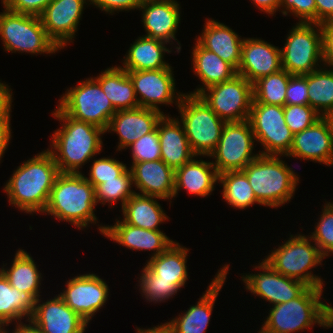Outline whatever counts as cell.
I'll list each match as a JSON object with an SVG mask.
<instances>
[{
	"label": "cell",
	"instance_id": "24",
	"mask_svg": "<svg viewBox=\"0 0 333 333\" xmlns=\"http://www.w3.org/2000/svg\"><path fill=\"white\" fill-rule=\"evenodd\" d=\"M180 7L176 0H142L139 10L143 13L144 36L174 44L181 20Z\"/></svg>",
	"mask_w": 333,
	"mask_h": 333
},
{
	"label": "cell",
	"instance_id": "21",
	"mask_svg": "<svg viewBox=\"0 0 333 333\" xmlns=\"http://www.w3.org/2000/svg\"><path fill=\"white\" fill-rule=\"evenodd\" d=\"M164 115L163 111L144 107L117 111L111 117L105 132L118 134L119 142L116 150L122 151L145 134L154 131Z\"/></svg>",
	"mask_w": 333,
	"mask_h": 333
},
{
	"label": "cell",
	"instance_id": "18",
	"mask_svg": "<svg viewBox=\"0 0 333 333\" xmlns=\"http://www.w3.org/2000/svg\"><path fill=\"white\" fill-rule=\"evenodd\" d=\"M41 301V298L36 300L29 321L42 333L85 332L88 323L68 307L59 295L44 303Z\"/></svg>",
	"mask_w": 333,
	"mask_h": 333
},
{
	"label": "cell",
	"instance_id": "45",
	"mask_svg": "<svg viewBox=\"0 0 333 333\" xmlns=\"http://www.w3.org/2000/svg\"><path fill=\"white\" fill-rule=\"evenodd\" d=\"M280 7H284V10H280L284 16L294 14L299 18V23H316L315 0H281Z\"/></svg>",
	"mask_w": 333,
	"mask_h": 333
},
{
	"label": "cell",
	"instance_id": "20",
	"mask_svg": "<svg viewBox=\"0 0 333 333\" xmlns=\"http://www.w3.org/2000/svg\"><path fill=\"white\" fill-rule=\"evenodd\" d=\"M282 69L281 51L265 40L244 38L237 74L252 84L259 78Z\"/></svg>",
	"mask_w": 333,
	"mask_h": 333
},
{
	"label": "cell",
	"instance_id": "39",
	"mask_svg": "<svg viewBox=\"0 0 333 333\" xmlns=\"http://www.w3.org/2000/svg\"><path fill=\"white\" fill-rule=\"evenodd\" d=\"M133 184V177L129 168L122 175L115 179L105 180L95 188L96 203L99 202L105 205L108 202L112 205L120 200L122 207L136 193V191L131 190Z\"/></svg>",
	"mask_w": 333,
	"mask_h": 333
},
{
	"label": "cell",
	"instance_id": "14",
	"mask_svg": "<svg viewBox=\"0 0 333 333\" xmlns=\"http://www.w3.org/2000/svg\"><path fill=\"white\" fill-rule=\"evenodd\" d=\"M127 73L133 82L139 107L160 111L159 104L171 105L175 101V105H179L183 93H178L175 90V78L172 67L156 70L127 71Z\"/></svg>",
	"mask_w": 333,
	"mask_h": 333
},
{
	"label": "cell",
	"instance_id": "41",
	"mask_svg": "<svg viewBox=\"0 0 333 333\" xmlns=\"http://www.w3.org/2000/svg\"><path fill=\"white\" fill-rule=\"evenodd\" d=\"M325 206V207H324ZM319 222H316L315 231L310 234V239L315 243L325 257L333 254V203L323 205Z\"/></svg>",
	"mask_w": 333,
	"mask_h": 333
},
{
	"label": "cell",
	"instance_id": "26",
	"mask_svg": "<svg viewBox=\"0 0 333 333\" xmlns=\"http://www.w3.org/2000/svg\"><path fill=\"white\" fill-rule=\"evenodd\" d=\"M161 160L176 170L197 156L191 149L184 127L178 118L164 115L157 125Z\"/></svg>",
	"mask_w": 333,
	"mask_h": 333
},
{
	"label": "cell",
	"instance_id": "33",
	"mask_svg": "<svg viewBox=\"0 0 333 333\" xmlns=\"http://www.w3.org/2000/svg\"><path fill=\"white\" fill-rule=\"evenodd\" d=\"M36 300L27 292H20L12 287L8 279L0 271V328L4 330L9 323H21L22 318L27 320L32 316ZM18 321V322H17Z\"/></svg>",
	"mask_w": 333,
	"mask_h": 333
},
{
	"label": "cell",
	"instance_id": "16",
	"mask_svg": "<svg viewBox=\"0 0 333 333\" xmlns=\"http://www.w3.org/2000/svg\"><path fill=\"white\" fill-rule=\"evenodd\" d=\"M262 270L257 274H245L242 281L245 288L261 299L276 305L298 297L307 287L304 282L286 277L275 271L265 260L254 267Z\"/></svg>",
	"mask_w": 333,
	"mask_h": 333
},
{
	"label": "cell",
	"instance_id": "54",
	"mask_svg": "<svg viewBox=\"0 0 333 333\" xmlns=\"http://www.w3.org/2000/svg\"><path fill=\"white\" fill-rule=\"evenodd\" d=\"M28 322L29 324H24L23 322L16 324V327L12 333H42L30 321ZM3 333H9V332L6 329H4Z\"/></svg>",
	"mask_w": 333,
	"mask_h": 333
},
{
	"label": "cell",
	"instance_id": "5",
	"mask_svg": "<svg viewBox=\"0 0 333 333\" xmlns=\"http://www.w3.org/2000/svg\"><path fill=\"white\" fill-rule=\"evenodd\" d=\"M288 166L280 156L259 155L242 170L261 205L277 208L291 200L299 176Z\"/></svg>",
	"mask_w": 333,
	"mask_h": 333
},
{
	"label": "cell",
	"instance_id": "47",
	"mask_svg": "<svg viewBox=\"0 0 333 333\" xmlns=\"http://www.w3.org/2000/svg\"><path fill=\"white\" fill-rule=\"evenodd\" d=\"M52 0H2L3 6L16 13L40 16Z\"/></svg>",
	"mask_w": 333,
	"mask_h": 333
},
{
	"label": "cell",
	"instance_id": "53",
	"mask_svg": "<svg viewBox=\"0 0 333 333\" xmlns=\"http://www.w3.org/2000/svg\"><path fill=\"white\" fill-rule=\"evenodd\" d=\"M10 125V123L0 124V160L3 157L5 150L8 148L9 142L12 137V130Z\"/></svg>",
	"mask_w": 333,
	"mask_h": 333
},
{
	"label": "cell",
	"instance_id": "25",
	"mask_svg": "<svg viewBox=\"0 0 333 333\" xmlns=\"http://www.w3.org/2000/svg\"><path fill=\"white\" fill-rule=\"evenodd\" d=\"M133 183L141 195L164 200L174 198L175 170L163 160L132 163L130 167Z\"/></svg>",
	"mask_w": 333,
	"mask_h": 333
},
{
	"label": "cell",
	"instance_id": "48",
	"mask_svg": "<svg viewBox=\"0 0 333 333\" xmlns=\"http://www.w3.org/2000/svg\"><path fill=\"white\" fill-rule=\"evenodd\" d=\"M89 2L98 7L101 11L114 14L116 11L138 10L142 0H89Z\"/></svg>",
	"mask_w": 333,
	"mask_h": 333
},
{
	"label": "cell",
	"instance_id": "8",
	"mask_svg": "<svg viewBox=\"0 0 333 333\" xmlns=\"http://www.w3.org/2000/svg\"><path fill=\"white\" fill-rule=\"evenodd\" d=\"M3 8L0 13V37L7 52L52 54L60 50L48 37L40 16Z\"/></svg>",
	"mask_w": 333,
	"mask_h": 333
},
{
	"label": "cell",
	"instance_id": "40",
	"mask_svg": "<svg viewBox=\"0 0 333 333\" xmlns=\"http://www.w3.org/2000/svg\"><path fill=\"white\" fill-rule=\"evenodd\" d=\"M138 283L142 297L144 295L147 301L154 303L171 299L181 289L176 281L156 280V274L147 265L144 266Z\"/></svg>",
	"mask_w": 333,
	"mask_h": 333
},
{
	"label": "cell",
	"instance_id": "37",
	"mask_svg": "<svg viewBox=\"0 0 333 333\" xmlns=\"http://www.w3.org/2000/svg\"><path fill=\"white\" fill-rule=\"evenodd\" d=\"M309 106L321 117L333 111V70L319 68L308 74Z\"/></svg>",
	"mask_w": 333,
	"mask_h": 333
},
{
	"label": "cell",
	"instance_id": "35",
	"mask_svg": "<svg viewBox=\"0 0 333 333\" xmlns=\"http://www.w3.org/2000/svg\"><path fill=\"white\" fill-rule=\"evenodd\" d=\"M4 267L5 265L3 264L0 271L8 279L12 287L17 288L20 292L29 293L35 300L40 298L39 290L42 276L29 253L19 248L10 268L6 269Z\"/></svg>",
	"mask_w": 333,
	"mask_h": 333
},
{
	"label": "cell",
	"instance_id": "34",
	"mask_svg": "<svg viewBox=\"0 0 333 333\" xmlns=\"http://www.w3.org/2000/svg\"><path fill=\"white\" fill-rule=\"evenodd\" d=\"M188 252L185 246L174 242L166 251L150 258L146 265L156 274V280L176 281L182 288L188 280Z\"/></svg>",
	"mask_w": 333,
	"mask_h": 333
},
{
	"label": "cell",
	"instance_id": "28",
	"mask_svg": "<svg viewBox=\"0 0 333 333\" xmlns=\"http://www.w3.org/2000/svg\"><path fill=\"white\" fill-rule=\"evenodd\" d=\"M219 174L211 162L197 160L195 157L175 170L174 197L181 189L189 194L207 197L215 189Z\"/></svg>",
	"mask_w": 333,
	"mask_h": 333
},
{
	"label": "cell",
	"instance_id": "46",
	"mask_svg": "<svg viewBox=\"0 0 333 333\" xmlns=\"http://www.w3.org/2000/svg\"><path fill=\"white\" fill-rule=\"evenodd\" d=\"M285 95L286 105H309L308 74L291 75Z\"/></svg>",
	"mask_w": 333,
	"mask_h": 333
},
{
	"label": "cell",
	"instance_id": "9",
	"mask_svg": "<svg viewBox=\"0 0 333 333\" xmlns=\"http://www.w3.org/2000/svg\"><path fill=\"white\" fill-rule=\"evenodd\" d=\"M58 107L75 120L87 122L107 130L111 117L117 112L93 78H87L74 88L66 90Z\"/></svg>",
	"mask_w": 333,
	"mask_h": 333
},
{
	"label": "cell",
	"instance_id": "49",
	"mask_svg": "<svg viewBox=\"0 0 333 333\" xmlns=\"http://www.w3.org/2000/svg\"><path fill=\"white\" fill-rule=\"evenodd\" d=\"M322 31L323 67H333V21L320 24Z\"/></svg>",
	"mask_w": 333,
	"mask_h": 333
},
{
	"label": "cell",
	"instance_id": "52",
	"mask_svg": "<svg viewBox=\"0 0 333 333\" xmlns=\"http://www.w3.org/2000/svg\"><path fill=\"white\" fill-rule=\"evenodd\" d=\"M253 4L256 5L260 12H265L267 14H270L271 16H274V13L281 9V0H252Z\"/></svg>",
	"mask_w": 333,
	"mask_h": 333
},
{
	"label": "cell",
	"instance_id": "12",
	"mask_svg": "<svg viewBox=\"0 0 333 333\" xmlns=\"http://www.w3.org/2000/svg\"><path fill=\"white\" fill-rule=\"evenodd\" d=\"M199 96L225 122L249 119L253 84L241 75L203 90Z\"/></svg>",
	"mask_w": 333,
	"mask_h": 333
},
{
	"label": "cell",
	"instance_id": "55",
	"mask_svg": "<svg viewBox=\"0 0 333 333\" xmlns=\"http://www.w3.org/2000/svg\"><path fill=\"white\" fill-rule=\"evenodd\" d=\"M136 333H173L171 326L168 323L154 326L148 329L136 328Z\"/></svg>",
	"mask_w": 333,
	"mask_h": 333
},
{
	"label": "cell",
	"instance_id": "6",
	"mask_svg": "<svg viewBox=\"0 0 333 333\" xmlns=\"http://www.w3.org/2000/svg\"><path fill=\"white\" fill-rule=\"evenodd\" d=\"M288 239L263 260L286 277L300 280L310 287L323 288V279L311 271L322 265L324 259L318 246L304 234L290 235Z\"/></svg>",
	"mask_w": 333,
	"mask_h": 333
},
{
	"label": "cell",
	"instance_id": "42",
	"mask_svg": "<svg viewBox=\"0 0 333 333\" xmlns=\"http://www.w3.org/2000/svg\"><path fill=\"white\" fill-rule=\"evenodd\" d=\"M283 110L286 125L293 134L303 131L321 118L309 105H285Z\"/></svg>",
	"mask_w": 333,
	"mask_h": 333
},
{
	"label": "cell",
	"instance_id": "15",
	"mask_svg": "<svg viewBox=\"0 0 333 333\" xmlns=\"http://www.w3.org/2000/svg\"><path fill=\"white\" fill-rule=\"evenodd\" d=\"M65 289L58 295L88 324L105 305L109 295L106 282L93 273L75 276L67 281Z\"/></svg>",
	"mask_w": 333,
	"mask_h": 333
},
{
	"label": "cell",
	"instance_id": "32",
	"mask_svg": "<svg viewBox=\"0 0 333 333\" xmlns=\"http://www.w3.org/2000/svg\"><path fill=\"white\" fill-rule=\"evenodd\" d=\"M161 199L135 193L121 207L123 222L147 230H160L158 225L170 219L156 201Z\"/></svg>",
	"mask_w": 333,
	"mask_h": 333
},
{
	"label": "cell",
	"instance_id": "3",
	"mask_svg": "<svg viewBox=\"0 0 333 333\" xmlns=\"http://www.w3.org/2000/svg\"><path fill=\"white\" fill-rule=\"evenodd\" d=\"M95 206V188L82 172L60 173L43 213L83 229L98 223Z\"/></svg>",
	"mask_w": 333,
	"mask_h": 333
},
{
	"label": "cell",
	"instance_id": "51",
	"mask_svg": "<svg viewBox=\"0 0 333 333\" xmlns=\"http://www.w3.org/2000/svg\"><path fill=\"white\" fill-rule=\"evenodd\" d=\"M316 23L333 21V0H315Z\"/></svg>",
	"mask_w": 333,
	"mask_h": 333
},
{
	"label": "cell",
	"instance_id": "19",
	"mask_svg": "<svg viewBox=\"0 0 333 333\" xmlns=\"http://www.w3.org/2000/svg\"><path fill=\"white\" fill-rule=\"evenodd\" d=\"M285 157L333 165V136L328 120L321 117L310 127L294 134L292 147Z\"/></svg>",
	"mask_w": 333,
	"mask_h": 333
},
{
	"label": "cell",
	"instance_id": "44",
	"mask_svg": "<svg viewBox=\"0 0 333 333\" xmlns=\"http://www.w3.org/2000/svg\"><path fill=\"white\" fill-rule=\"evenodd\" d=\"M129 147L132 150V163L157 161L161 159L160 142L157 128L154 131L139 138Z\"/></svg>",
	"mask_w": 333,
	"mask_h": 333
},
{
	"label": "cell",
	"instance_id": "10",
	"mask_svg": "<svg viewBox=\"0 0 333 333\" xmlns=\"http://www.w3.org/2000/svg\"><path fill=\"white\" fill-rule=\"evenodd\" d=\"M316 28V29H315ZM281 65L290 75H306L322 66V31L317 23H297L281 49Z\"/></svg>",
	"mask_w": 333,
	"mask_h": 333
},
{
	"label": "cell",
	"instance_id": "23",
	"mask_svg": "<svg viewBox=\"0 0 333 333\" xmlns=\"http://www.w3.org/2000/svg\"><path fill=\"white\" fill-rule=\"evenodd\" d=\"M116 220L114 225H101L98 230L103 236L105 235V237L128 249L153 250L151 258L157 257L175 242L161 230H147Z\"/></svg>",
	"mask_w": 333,
	"mask_h": 333
},
{
	"label": "cell",
	"instance_id": "4",
	"mask_svg": "<svg viewBox=\"0 0 333 333\" xmlns=\"http://www.w3.org/2000/svg\"><path fill=\"white\" fill-rule=\"evenodd\" d=\"M324 288L308 286L298 297L273 305L261 327V333H295L314 324L331 328V307L323 303Z\"/></svg>",
	"mask_w": 333,
	"mask_h": 333
},
{
	"label": "cell",
	"instance_id": "13",
	"mask_svg": "<svg viewBox=\"0 0 333 333\" xmlns=\"http://www.w3.org/2000/svg\"><path fill=\"white\" fill-rule=\"evenodd\" d=\"M248 120L255 140L264 149L260 155L283 157L289 153L294 134L286 125L282 106L252 103Z\"/></svg>",
	"mask_w": 333,
	"mask_h": 333
},
{
	"label": "cell",
	"instance_id": "2",
	"mask_svg": "<svg viewBox=\"0 0 333 333\" xmlns=\"http://www.w3.org/2000/svg\"><path fill=\"white\" fill-rule=\"evenodd\" d=\"M52 115L63 123L62 128L51 136V148L47 150L53 155L60 173H80L79 168L102 151L101 135L106 132L93 124L73 119L58 106Z\"/></svg>",
	"mask_w": 333,
	"mask_h": 333
},
{
	"label": "cell",
	"instance_id": "38",
	"mask_svg": "<svg viewBox=\"0 0 333 333\" xmlns=\"http://www.w3.org/2000/svg\"><path fill=\"white\" fill-rule=\"evenodd\" d=\"M290 74L281 69L280 71L263 76L253 83L252 103L269 105H286V90Z\"/></svg>",
	"mask_w": 333,
	"mask_h": 333
},
{
	"label": "cell",
	"instance_id": "17",
	"mask_svg": "<svg viewBox=\"0 0 333 333\" xmlns=\"http://www.w3.org/2000/svg\"><path fill=\"white\" fill-rule=\"evenodd\" d=\"M88 2L89 0H52L40 15L48 37L59 49H64L74 39L83 8Z\"/></svg>",
	"mask_w": 333,
	"mask_h": 333
},
{
	"label": "cell",
	"instance_id": "27",
	"mask_svg": "<svg viewBox=\"0 0 333 333\" xmlns=\"http://www.w3.org/2000/svg\"><path fill=\"white\" fill-rule=\"evenodd\" d=\"M208 19V20H207ZM203 32L197 40L205 49L214 52L221 59L231 64L236 70L241 60L244 38L224 23L207 18Z\"/></svg>",
	"mask_w": 333,
	"mask_h": 333
},
{
	"label": "cell",
	"instance_id": "1",
	"mask_svg": "<svg viewBox=\"0 0 333 333\" xmlns=\"http://www.w3.org/2000/svg\"><path fill=\"white\" fill-rule=\"evenodd\" d=\"M59 174L54 157L48 150L23 162L4 186L9 204L30 215L36 212L43 214Z\"/></svg>",
	"mask_w": 333,
	"mask_h": 333
},
{
	"label": "cell",
	"instance_id": "31",
	"mask_svg": "<svg viewBox=\"0 0 333 333\" xmlns=\"http://www.w3.org/2000/svg\"><path fill=\"white\" fill-rule=\"evenodd\" d=\"M94 79L100 84L116 111L139 107L133 82L127 71L120 66L109 67Z\"/></svg>",
	"mask_w": 333,
	"mask_h": 333
},
{
	"label": "cell",
	"instance_id": "43",
	"mask_svg": "<svg viewBox=\"0 0 333 333\" xmlns=\"http://www.w3.org/2000/svg\"><path fill=\"white\" fill-rule=\"evenodd\" d=\"M93 164L89 170V178L86 179L96 188L105 180L115 179L122 175L128 167L119 160L112 157H103L93 160Z\"/></svg>",
	"mask_w": 333,
	"mask_h": 333
},
{
	"label": "cell",
	"instance_id": "22",
	"mask_svg": "<svg viewBox=\"0 0 333 333\" xmlns=\"http://www.w3.org/2000/svg\"><path fill=\"white\" fill-rule=\"evenodd\" d=\"M229 265L226 264L209 284L205 293L199 298L196 305H191L190 308L179 317H174L167 322L173 333H205L209 325L210 316L219 291L223 287L228 273Z\"/></svg>",
	"mask_w": 333,
	"mask_h": 333
},
{
	"label": "cell",
	"instance_id": "7",
	"mask_svg": "<svg viewBox=\"0 0 333 333\" xmlns=\"http://www.w3.org/2000/svg\"><path fill=\"white\" fill-rule=\"evenodd\" d=\"M185 134L192 151L209 156L218 145L225 121L220 119L199 95L183 94L178 105Z\"/></svg>",
	"mask_w": 333,
	"mask_h": 333
},
{
	"label": "cell",
	"instance_id": "11",
	"mask_svg": "<svg viewBox=\"0 0 333 333\" xmlns=\"http://www.w3.org/2000/svg\"><path fill=\"white\" fill-rule=\"evenodd\" d=\"M255 141L249 120L226 122L218 145L207 157L214 158L215 162L212 161V164L218 174L243 170L260 155L252 152Z\"/></svg>",
	"mask_w": 333,
	"mask_h": 333
},
{
	"label": "cell",
	"instance_id": "30",
	"mask_svg": "<svg viewBox=\"0 0 333 333\" xmlns=\"http://www.w3.org/2000/svg\"><path fill=\"white\" fill-rule=\"evenodd\" d=\"M166 44L167 42L159 39L143 35L138 37L124 56L121 68L126 71H142L172 67L163 58L166 52H172Z\"/></svg>",
	"mask_w": 333,
	"mask_h": 333
},
{
	"label": "cell",
	"instance_id": "36",
	"mask_svg": "<svg viewBox=\"0 0 333 333\" xmlns=\"http://www.w3.org/2000/svg\"><path fill=\"white\" fill-rule=\"evenodd\" d=\"M223 186L222 197L227 204L238 209H245L254 203L261 205L255 198L246 174L242 170L226 171L218 176Z\"/></svg>",
	"mask_w": 333,
	"mask_h": 333
},
{
	"label": "cell",
	"instance_id": "29",
	"mask_svg": "<svg viewBox=\"0 0 333 333\" xmlns=\"http://www.w3.org/2000/svg\"><path fill=\"white\" fill-rule=\"evenodd\" d=\"M192 65L195 75L203 86L189 94L199 95L203 90L232 79L237 70L214 52L205 49L197 40L192 50Z\"/></svg>",
	"mask_w": 333,
	"mask_h": 333
},
{
	"label": "cell",
	"instance_id": "50",
	"mask_svg": "<svg viewBox=\"0 0 333 333\" xmlns=\"http://www.w3.org/2000/svg\"><path fill=\"white\" fill-rule=\"evenodd\" d=\"M0 82V124L10 123L11 106H12V89L8 84Z\"/></svg>",
	"mask_w": 333,
	"mask_h": 333
},
{
	"label": "cell",
	"instance_id": "56",
	"mask_svg": "<svg viewBox=\"0 0 333 333\" xmlns=\"http://www.w3.org/2000/svg\"><path fill=\"white\" fill-rule=\"evenodd\" d=\"M325 118L328 120L329 124H330V128H331V132H332V136H333V111L329 112Z\"/></svg>",
	"mask_w": 333,
	"mask_h": 333
}]
</instances>
